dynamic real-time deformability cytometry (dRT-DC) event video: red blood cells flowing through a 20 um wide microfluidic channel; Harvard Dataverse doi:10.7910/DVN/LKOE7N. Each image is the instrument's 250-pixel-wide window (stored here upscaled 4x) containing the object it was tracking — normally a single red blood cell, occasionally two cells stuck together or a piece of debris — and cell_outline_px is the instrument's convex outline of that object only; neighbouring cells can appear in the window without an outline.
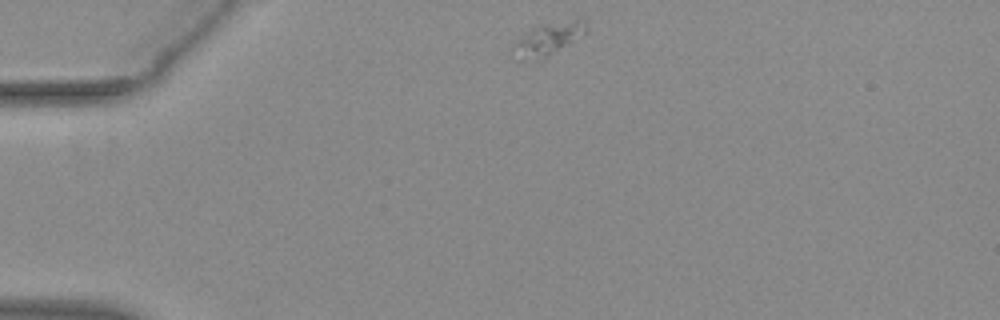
{"species": "common noctule bat (a hibernating species)", "species_latin": "Nyctalus noctula", "temperature_condition": "warm", "stored_images_in_passage": 45, "camera_frame_rate_fps": 3000, "um_per_image_px": 0.085, "animal": {"sex": "female", "body_mass_g": 29.2, "forearm_length_mm": 56.3}, "frame": {"image": 1, "passage_image": 1, "time_ms": 0.0, "image_size_px": [1000, 320], "cell_outline_px": [[588, 24], [584, 32], [548, 56], [520, 60], [516, 60], [508, 48], [516, 40], [528, 32], [544, 24], [576, 20], [584, 20]], "centroid_in_image_um": [46.46, 3.34], "position_along_channel_um": 38.5, "area_um2": 13.06}}
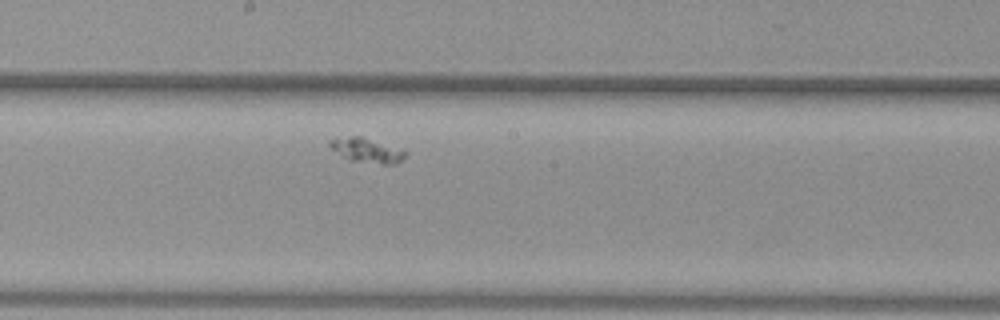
{"frame": {"image": 2, "passage_image": 20, "time_ms": 6.333, "image_size_px": [1000, 320], "cell_outline_px": [[408, 152], [396, 164], [380, 164], [352, 160], [340, 156], [328, 148], [328, 140], [348, 136], [360, 136], [404, 148]], "centroid_in_image_um": [31.17, 12.76], "position_along_channel_um": 217.0, "area_um2": 11.1}}
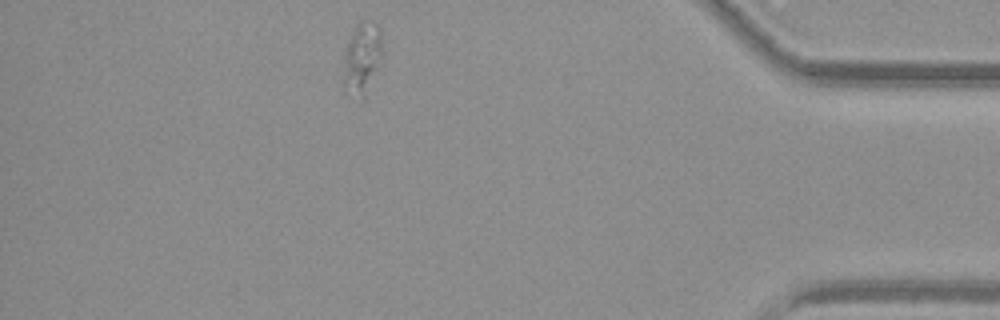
{"frame": {"image": 3, "passage_image": 39, "time_ms": 12.667, "image_size_px": [1000, 320], "cell_outline_px": [[380, 60], [364, 104], [344, 88], [344, 52], [348, 40], [352, 32], [364, 20], [368, 20], [376, 24], [380, 28]], "centroid_in_image_um": [30.76, 5.04], "position_along_channel_um": 404.4, "area_um2": 16.13}}